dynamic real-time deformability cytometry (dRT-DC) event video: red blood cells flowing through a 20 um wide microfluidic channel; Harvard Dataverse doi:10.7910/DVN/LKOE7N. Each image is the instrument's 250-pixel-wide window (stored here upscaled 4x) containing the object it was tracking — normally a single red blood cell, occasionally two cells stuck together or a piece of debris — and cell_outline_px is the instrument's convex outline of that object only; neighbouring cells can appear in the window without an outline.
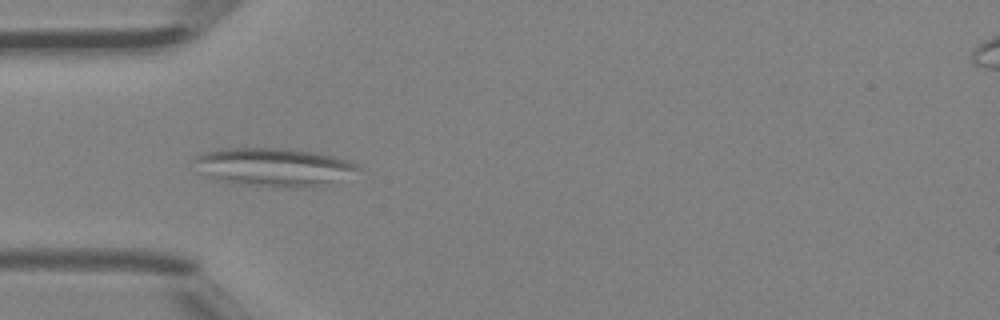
{"species": "Egyptian fruit bat (a non-hibernating species)", "species_latin": "Rousettus aegyptiacus", "temperature_condition": "room temperature", "stored_images_in_passage": 6, "camera_frame_rate_fps": 3000, "um_per_image_px": 0.085, "animal": {"sex": "female"}, "frame": {"image": 1, "passage_image": 3, "time_ms": 0.667, "image_size_px": [1000, 320], "cell_outline_px": [[364, 168], [312, 188], [272, 188], [240, 184], [200, 176], [196, 172], [196, 156], [204, 152], [220, 148], [284, 148], [312, 152], [332, 156], [348, 160]], "centroid_in_image_um": [23.17, 14.21], "position_along_channel_um": 61.8, "area_um2": 36.76}}
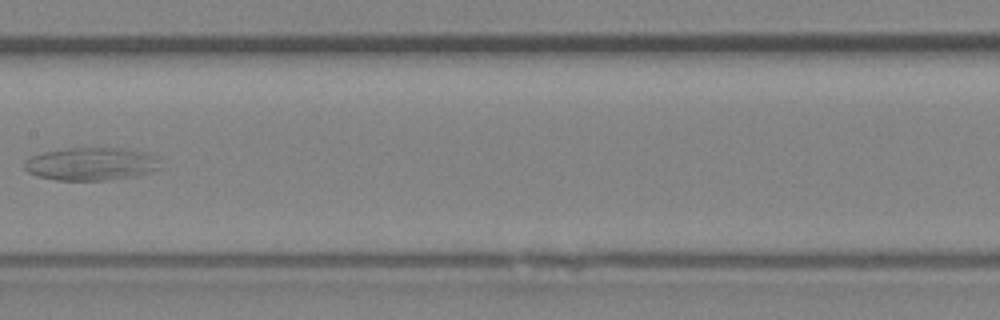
{"frame": {"image": 2, "passage_image": 6, "time_ms": 1.667, "image_size_px": [1000, 320], "cell_outline_px": [[160, 168], [152, 172], [136, 176], [104, 180], [56, 180], [36, 176], [28, 172], [24, 168], [24, 160], [28, 156], [44, 152], [68, 148], [120, 148], [144, 152], [160, 156]], "centroid_in_image_um": [7.76, 13.93], "position_along_channel_um": 199.6, "area_um2": 26.41}}